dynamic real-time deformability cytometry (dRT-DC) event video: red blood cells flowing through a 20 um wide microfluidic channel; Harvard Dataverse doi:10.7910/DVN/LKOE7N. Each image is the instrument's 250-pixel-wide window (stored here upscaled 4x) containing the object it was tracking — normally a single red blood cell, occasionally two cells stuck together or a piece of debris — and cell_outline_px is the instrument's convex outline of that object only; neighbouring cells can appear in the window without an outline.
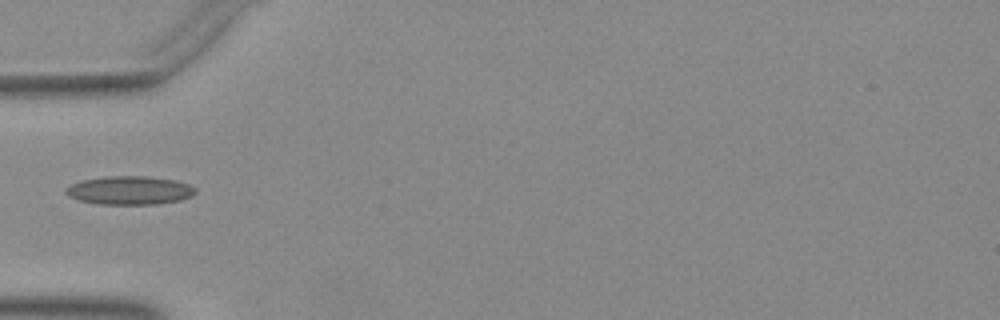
{"species": "Egyptian fruit bat (a non-hibernating species)", "species_latin": "Rousettus aegyptiacus", "temperature_condition": "warm", "stored_images_in_passage": 35, "camera_frame_rate_fps": 3000, "um_per_image_px": 0.085, "animal": {"sex": "female"}, "frame": {"image": 1, "passage_image": 1, "time_ms": 0.0, "image_size_px": [1000, 320], "cell_outline_px": [[196, 192], [192, 196], [180, 200], [156, 204], [96, 204], [80, 200], [68, 196], [64, 192], [64, 188], [68, 184], [80, 180], [108, 176], [148, 176], [176, 180], [188, 184], [196, 188]], "centroid_in_image_um": [10.98, 16.17], "position_along_channel_um": 74.0, "area_um2": 21.79}}
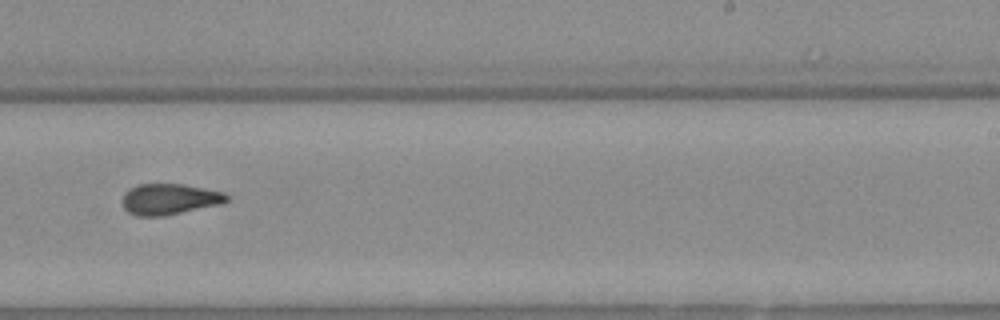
{"frame": {"image": 2, "passage_image": 16, "time_ms": 5.0, "image_size_px": [1000, 320], "cell_outline_px": [[228, 200], [220, 204], [160, 216], [136, 216], [128, 212], [124, 208], [120, 200], [124, 192], [128, 188], [136, 184], [184, 184], [224, 192], [228, 196]], "centroid_in_image_um": [14.33, 16.91], "position_along_channel_um": 274.7, "area_um2": 18.84}}
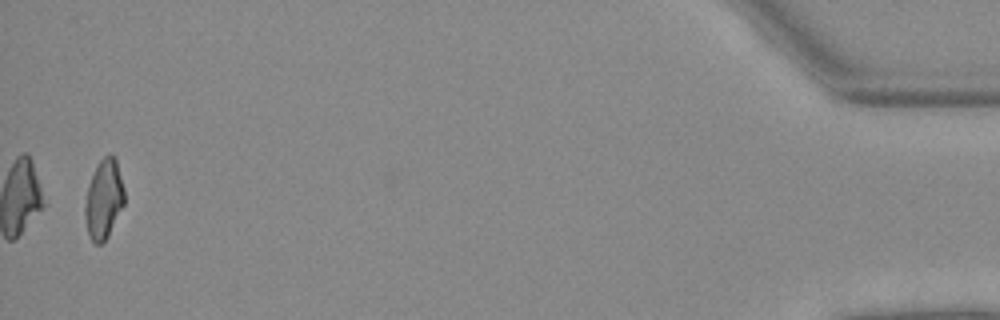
{"frame": {"image": 3, "passage_image": 34, "time_ms": 11.0, "image_size_px": [1000, 320], "cell_outline_px": [[124, 204], [108, 236], [100, 244], [96, 244], [88, 236], [84, 216], [84, 204], [88, 184], [100, 160], [108, 152], [116, 160], [124, 188]], "centroid_in_image_um": [8.8, 16.95], "position_along_channel_um": 426.4, "area_um2": 18.15}}